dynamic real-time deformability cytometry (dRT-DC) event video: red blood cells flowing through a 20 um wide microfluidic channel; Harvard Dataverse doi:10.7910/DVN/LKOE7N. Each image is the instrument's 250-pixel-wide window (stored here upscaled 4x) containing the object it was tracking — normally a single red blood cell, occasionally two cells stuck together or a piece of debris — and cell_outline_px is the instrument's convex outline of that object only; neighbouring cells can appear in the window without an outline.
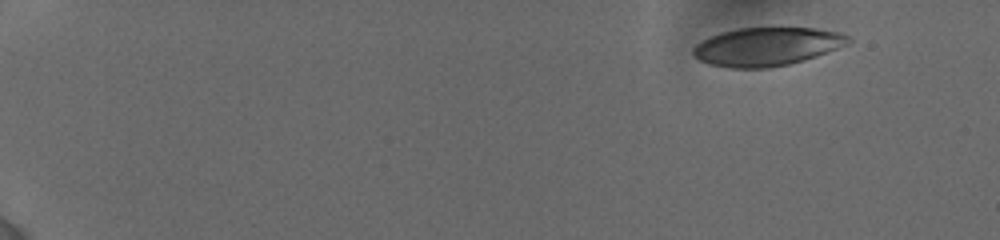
{"species": "human", "species_latin": "Homo sapiens", "temperature_condition": "cold", "stored_images_in_passage": 47, "camera_frame_rate_fps": 3000, "um_per_image_px": 0.085, "donor": {"sex": "female"}, "frame": {"image": 1, "passage_image": 1, "time_ms": 0.0, "image_size_px": [1000, 240], "cell_outline_px": [[852, 40], [848, 44], [816, 56], [804, 60], [788, 64], [768, 68], [728, 68], [708, 64], [700, 60], [692, 52], [692, 48], [696, 44], [712, 36], [724, 32], [740, 28], [816, 28], [836, 32], [852, 36]], "centroid_in_image_um": [65.21, 3.97], "position_along_channel_um": 19.8, "area_um2": 34.51}}
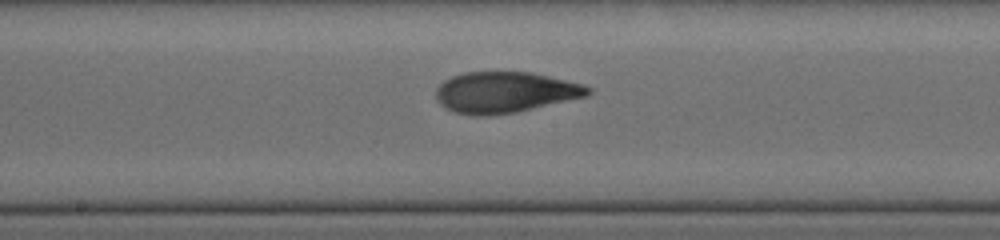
{"frame": {"image": 2, "passage_image": 26, "time_ms": 9.0, "image_size_px": [1000, 240], "cell_outline_px": [[592, 92], [588, 96], [516, 112], [488, 116], [480, 116], [456, 112], [440, 104], [436, 100], [436, 88], [444, 80], [452, 76], [464, 72], [528, 72], [548, 76], [584, 84], [592, 88]], "centroid_in_image_um": [42.94, 7.84], "position_along_channel_um": 205.3, "area_um2": 36.24}}
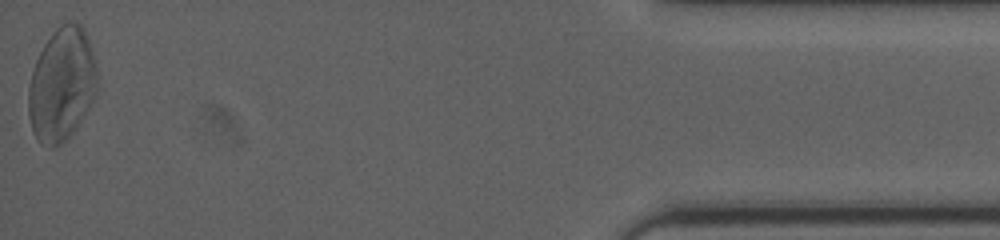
{"frame": {"image": 3, "passage_image": 47, "time_ms": 16.667, "image_size_px": [1000, 240], "cell_outline_px": [[96, 92], [92, 100], [76, 128], [68, 140], [52, 148], [48, 148], [40, 144], [36, 140], [32, 132], [28, 116], [28, 88], [32, 72], [36, 60], [44, 44], [52, 32], [60, 24], [68, 20], [76, 20], [84, 28], [88, 40], [96, 68]], "centroid_in_image_um": [5.21, 7.2], "position_along_channel_um": 430.0, "area_um2": 45.72}, "authors_computed_cell_mechanics": {"area_um2": 35.7204, "velocity_mm_per_s": 3.8308, "shape_relaxation_time_tau1_ms": 6.2398, "shape_relaxation_time_tau2_ms": 1.4276, "deformation_change_tau1": 0.2167, "deformation_change_tau2": 0.0813}}